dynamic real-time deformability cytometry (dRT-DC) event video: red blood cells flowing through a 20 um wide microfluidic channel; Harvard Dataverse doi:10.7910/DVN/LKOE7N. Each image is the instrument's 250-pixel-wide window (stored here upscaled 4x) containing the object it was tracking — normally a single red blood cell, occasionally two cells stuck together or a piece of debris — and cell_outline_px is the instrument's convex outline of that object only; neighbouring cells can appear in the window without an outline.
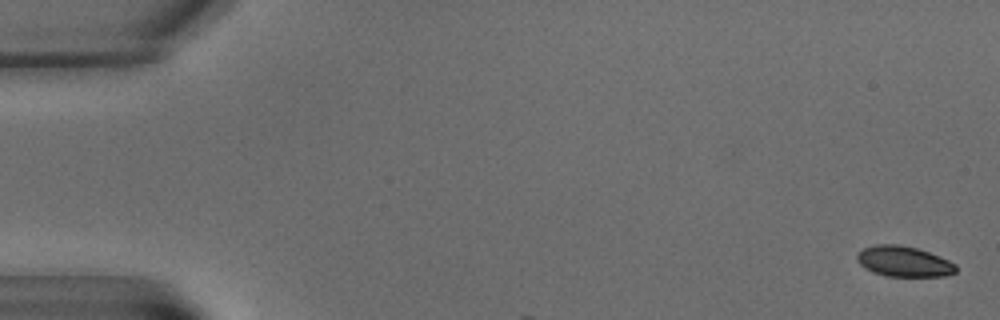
{"species": "common noctule bat (a hibernating species)", "species_latin": "Nyctalus noctula", "temperature_condition": "warm", "stored_images_in_passage": 3, "camera_frame_rate_fps": 3000, "um_per_image_px": 0.085, "animal": {"sex": "male", "body_mass_g": 15.6}, "frame": {"image": 1, "passage_image": 1, "time_ms": 0.0, "image_size_px": [1000, 320], "cell_outline_px": [[956, 272], [944, 276], [884, 276], [872, 272], [864, 268], [856, 260], [856, 256], [864, 248], [876, 244], [896, 244], [916, 248], [928, 252], [948, 260], [956, 264]], "centroid_in_image_um": [76.8, 22.23], "position_along_channel_um": 8.2, "area_um2": 17.51}}